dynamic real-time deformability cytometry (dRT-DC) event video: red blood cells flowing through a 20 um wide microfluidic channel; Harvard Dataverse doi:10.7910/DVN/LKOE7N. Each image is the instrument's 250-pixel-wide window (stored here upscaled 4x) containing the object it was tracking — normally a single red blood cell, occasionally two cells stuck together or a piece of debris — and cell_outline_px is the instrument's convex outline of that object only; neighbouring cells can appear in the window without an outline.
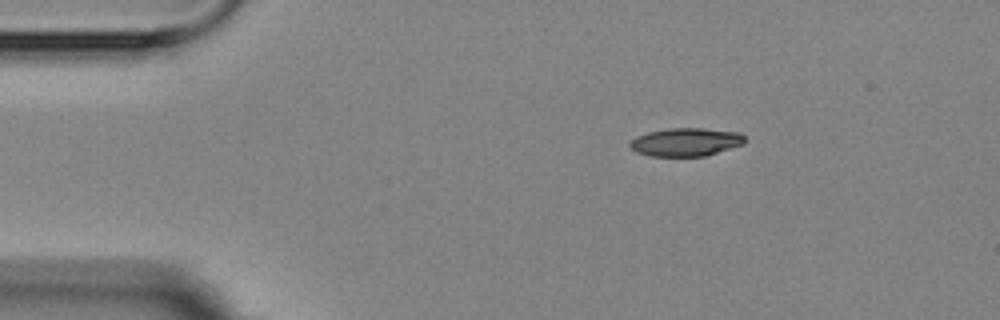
{"species": "Egyptian fruit bat (a non-hibernating species)", "species_latin": "Rousettus aegyptiacus", "temperature_condition": "room temperature", "stored_images_in_passage": 3, "camera_frame_rate_fps": 3000, "um_per_image_px": 0.085, "animal": {"sex": "female"}, "frame": {"image": 1, "passage_image": 1, "time_ms": 0.0, "image_size_px": [1000, 320], "cell_outline_px": [[744, 144], [704, 156], [648, 156], [636, 152], [628, 144], [636, 136], [648, 132], [668, 128], [704, 128], [740, 132], [744, 136]], "centroid_in_image_um": [58.28, 12.07], "position_along_channel_um": 26.7, "area_um2": 18.9}}
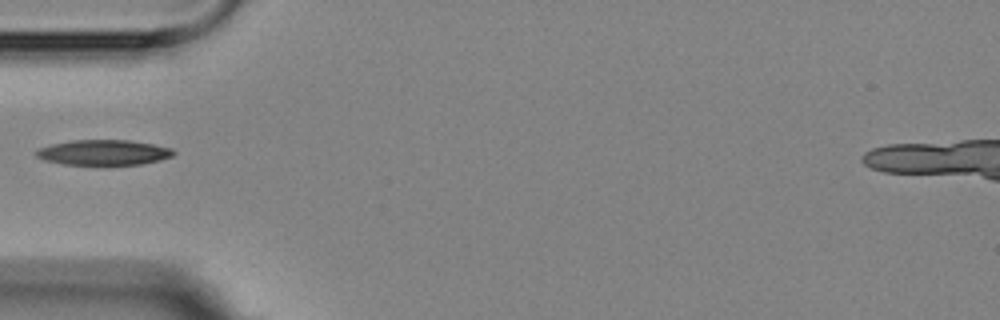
{"frame": {"image": 2, "passage_image": 3, "time_ms": 3.0, "image_size_px": [1000, 320], "cell_outline_px": [[176, 152], [172, 156], [160, 160], [140, 164], [64, 164], [44, 160], [36, 156], [32, 152], [40, 148], [52, 144], [72, 140], [128, 140], [152, 144], [172, 148]], "centroid_in_image_um": [8.79, 12.95], "position_along_channel_um": 76.2, "area_um2": 20.06}}